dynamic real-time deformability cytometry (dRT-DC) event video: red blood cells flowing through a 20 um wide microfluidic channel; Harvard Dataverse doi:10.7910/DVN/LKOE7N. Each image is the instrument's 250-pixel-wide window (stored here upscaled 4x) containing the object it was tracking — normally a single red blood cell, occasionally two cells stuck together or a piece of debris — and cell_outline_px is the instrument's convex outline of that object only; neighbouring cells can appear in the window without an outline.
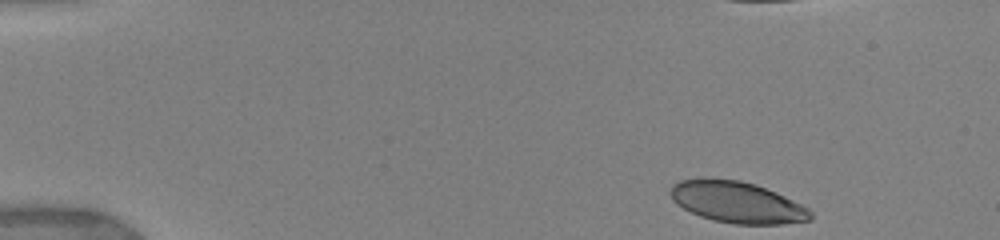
{"species": "human", "species_latin": "Homo sapiens", "temperature_condition": "warm", "stored_images_in_passage": 11, "camera_frame_rate_fps": 3000, "um_per_image_px": 0.085, "donor": {"sex": "female"}, "frame": {"image": 1, "passage_image": 1, "time_ms": 0.0, "image_size_px": [1000, 240], "cell_outline_px": [[812, 220], [784, 224], [736, 224], [712, 220], [700, 216], [676, 204], [672, 200], [668, 192], [672, 184], [680, 180], [740, 180], [756, 184], [776, 192], [808, 208], [812, 212]], "centroid_in_image_um": [62.66, 17.21], "position_along_channel_um": 22.3, "area_um2": 33.41}}
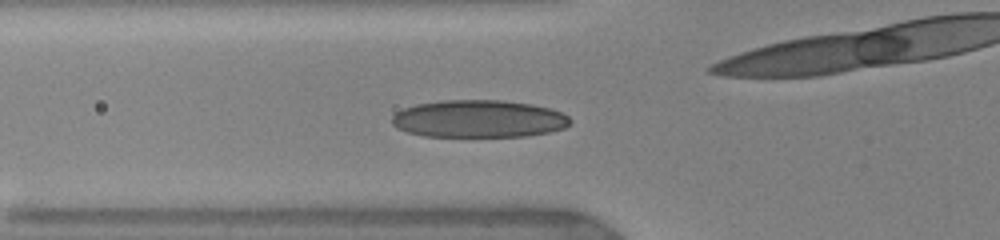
{"frame": {"image": 2, "passage_image": 7, "time_ms": 4.333, "image_size_px": [1000, 240], "cell_outline_px": [[572, 120], [564, 128], [548, 132], [528, 136], [424, 136], [408, 132], [396, 128], [392, 124], [392, 116], [396, 112], [404, 108], [416, 104], [444, 100], [500, 100], [532, 104], [552, 108], [568, 116]], "centroid_in_image_um": [40.69, 10.09], "position_along_channel_um": 85.1, "area_um2": 38.96}}